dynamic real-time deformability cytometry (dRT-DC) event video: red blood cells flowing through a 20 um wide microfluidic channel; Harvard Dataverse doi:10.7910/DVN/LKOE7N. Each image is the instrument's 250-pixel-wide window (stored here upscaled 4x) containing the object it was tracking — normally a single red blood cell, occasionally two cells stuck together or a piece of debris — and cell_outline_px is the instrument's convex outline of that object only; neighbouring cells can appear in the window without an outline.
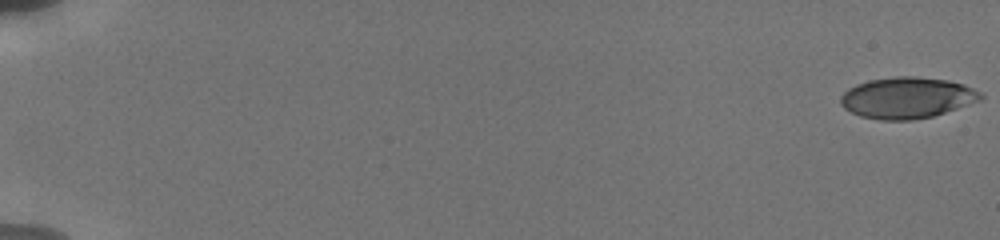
{"species": "human", "species_latin": "Homo sapiens", "temperature_condition": "cold", "stored_images_in_passage": 14, "camera_frame_rate_fps": 3000, "um_per_image_px": 0.085, "donor": {"sex": "male"}, "frame": {"image": 1, "passage_image": 1, "time_ms": 0.0, "image_size_px": [1000, 240], "cell_outline_px": [[984, 96], [980, 100], [932, 116], [912, 120], [880, 120], [860, 116], [844, 108], [840, 104], [840, 96], [848, 88], [856, 84], [868, 80], [896, 76], [916, 76], [948, 80], [964, 84], [980, 92]], "centroid_in_image_um": [77.06, 8.3], "position_along_channel_um": 7.9, "area_um2": 33.58}}
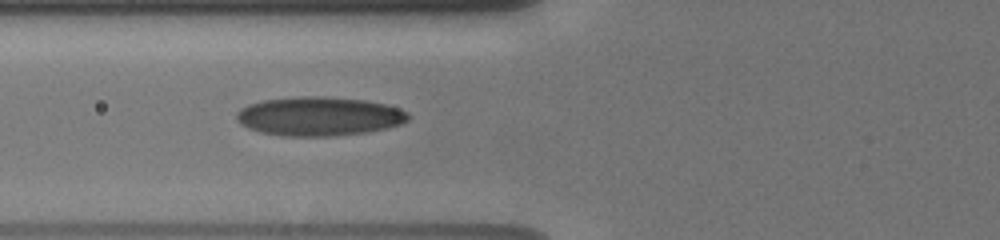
{"frame": {"image": 2, "passage_image": 12, "time_ms": 7.667, "image_size_px": [1000, 240], "cell_outline_px": [[412, 116], [408, 120], [400, 124], [388, 128], [364, 132], [332, 136], [284, 136], [260, 132], [248, 128], [240, 124], [236, 120], [236, 112], [240, 108], [248, 104], [264, 100], [300, 96], [324, 96], [364, 100], [384, 104], [400, 108], [408, 112]], "centroid_in_image_um": [27.11, 9.88], "position_along_channel_um": 98.7, "area_um2": 39.19}}
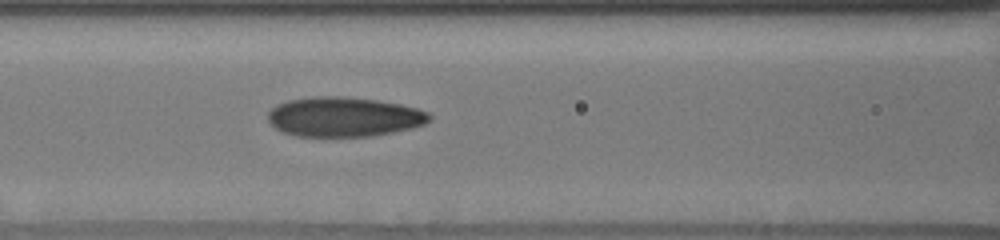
{"frame": {"image": 3, "passage_image": 14, "time_ms": 8.667, "image_size_px": [1000, 240], "cell_outline_px": [[432, 120], [424, 124], [412, 128], [372, 136], [296, 136], [280, 132], [268, 120], [268, 112], [276, 104], [288, 100], [316, 96], [340, 96], [376, 100], [400, 104], [416, 108], [428, 112], [432, 116]], "centroid_in_image_um": [29.23, 9.93], "position_along_channel_um": 137.4, "area_um2": 37.4}}